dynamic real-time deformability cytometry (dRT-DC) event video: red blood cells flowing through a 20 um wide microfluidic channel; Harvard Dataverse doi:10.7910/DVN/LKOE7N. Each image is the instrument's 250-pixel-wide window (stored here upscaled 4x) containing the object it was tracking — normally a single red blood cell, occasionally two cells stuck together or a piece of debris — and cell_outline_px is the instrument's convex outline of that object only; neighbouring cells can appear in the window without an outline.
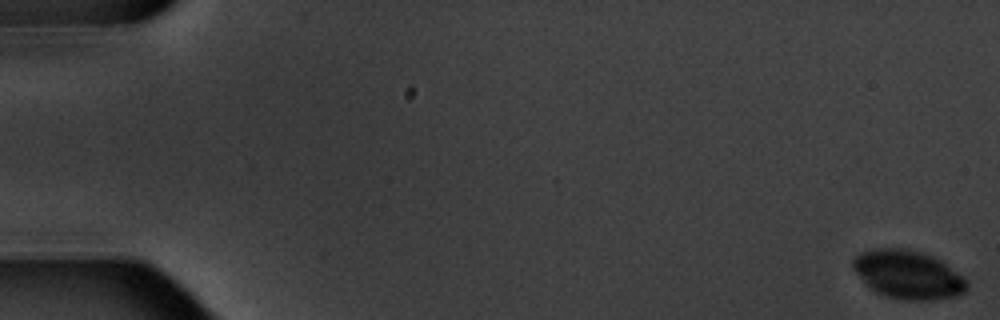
{"species": "common noctule bat (a hibernating species)", "species_latin": "Nyctalus noctula", "temperature_condition": "warm", "stored_images_in_passage": 6, "camera_frame_rate_fps": 3000, "um_per_image_px": 0.085, "animal": {"sex": "male", "body_mass_g": 20.1, "forearm_length_mm": 53.5}, "frame": {"image": 1, "passage_image": 1, "time_ms": 0.0, "image_size_px": [1000, 320], "cell_outline_px": [[968, 284], [964, 292], [956, 296], [932, 300], [908, 300], [884, 296], [868, 288], [852, 268], [852, 260], [856, 256], [864, 252], [876, 248], [904, 248], [920, 252], [932, 256], [940, 260], [964, 276], [968, 280]], "centroid_in_image_um": [77.18, 23.35], "position_along_channel_um": 7.8, "area_um2": 32.25}}